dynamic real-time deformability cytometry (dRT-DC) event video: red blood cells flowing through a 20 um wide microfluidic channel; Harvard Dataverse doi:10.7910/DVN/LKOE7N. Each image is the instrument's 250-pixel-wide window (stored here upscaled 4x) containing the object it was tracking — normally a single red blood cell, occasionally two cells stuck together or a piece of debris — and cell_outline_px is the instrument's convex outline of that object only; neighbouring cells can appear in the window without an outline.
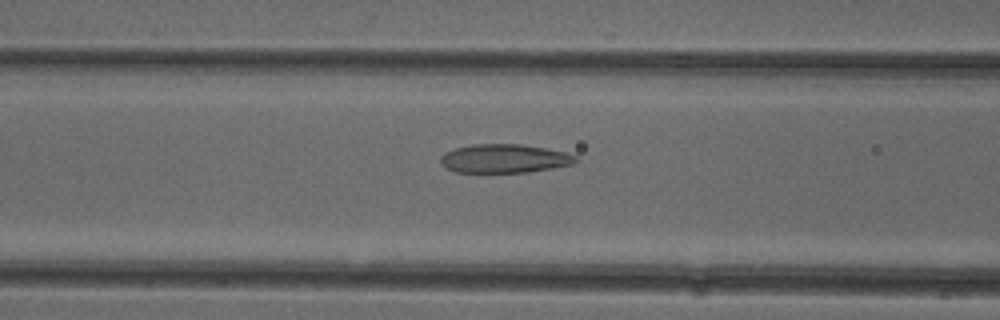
{"species": "common noctule bat (a hibernating species)", "species_latin": "Nyctalus noctula", "temperature_condition": "cold", "stored_images_in_passage": 51, "camera_frame_rate_fps": 3000, "um_per_image_px": 0.085, "animal": {"sex": "female"}, "frame": {"image": 1, "passage_image": 20, "time_ms": 6.333, "image_size_px": [1000, 320], "cell_outline_px": [[580, 160], [572, 164], [552, 168], [528, 172], [456, 172], [440, 164], [440, 156], [444, 152], [452, 148], [472, 144], [524, 144], [564, 152], [576, 156]], "centroid_in_image_um": [42.84, 13.47], "position_along_channel_um": 123.8, "area_um2": 22.72}}
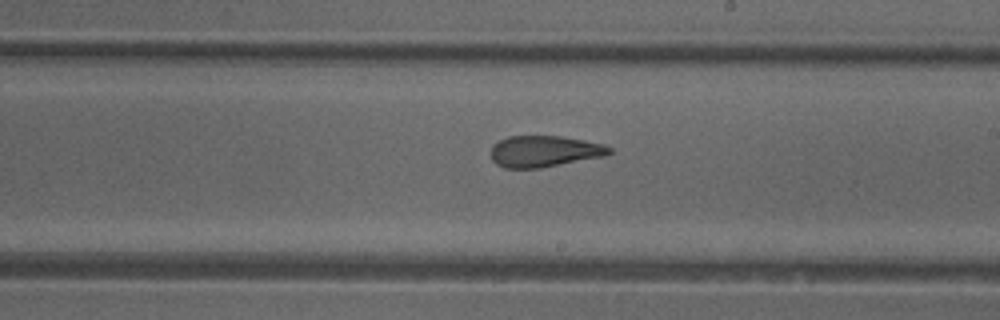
{"frame": {"image": 2, "passage_image": 29, "time_ms": 9.333, "image_size_px": [1000, 320], "cell_outline_px": [[612, 152], [604, 156], [540, 168], [504, 168], [496, 164], [492, 160], [492, 148], [500, 140], [508, 136], [560, 136], [584, 140], [604, 144], [612, 148]], "centroid_in_image_um": [46.29, 12.86], "position_along_channel_um": 242.7, "area_um2": 21.5}}
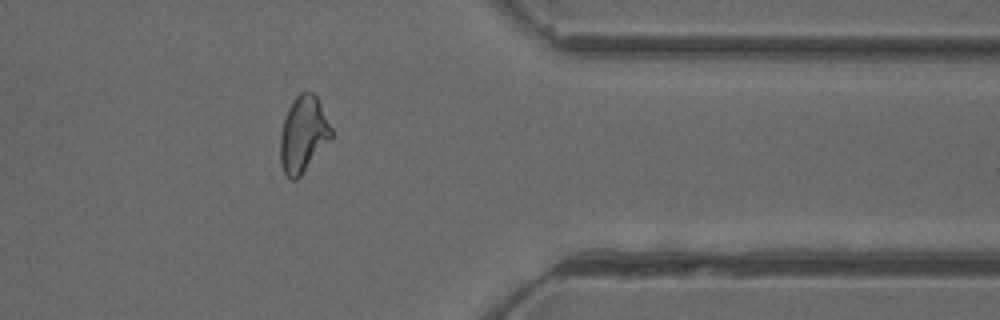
{"frame": {"image": 3, "passage_image": 41, "time_ms": 13.333, "image_size_px": [1000, 320], "cell_outline_px": [[332, 136], [300, 176], [296, 180], [292, 180], [284, 172], [280, 164], [280, 132], [288, 108], [296, 96], [300, 92], [312, 92], [316, 96], [332, 128]], "centroid_in_image_um": [25.75, 11.41], "position_along_channel_um": 385.7, "area_um2": 22.25}, "authors_computed_cell_mechanics": {"area_um2": 23.1778, "velocity_mm_per_s": 3.9649, "shape_relaxation_time_tau1_ms": null, "shape_relaxation_time_tau2_ms": 2.045, "deformation_change_tau1": null, "deformation_change_tau2": 0.1041}}